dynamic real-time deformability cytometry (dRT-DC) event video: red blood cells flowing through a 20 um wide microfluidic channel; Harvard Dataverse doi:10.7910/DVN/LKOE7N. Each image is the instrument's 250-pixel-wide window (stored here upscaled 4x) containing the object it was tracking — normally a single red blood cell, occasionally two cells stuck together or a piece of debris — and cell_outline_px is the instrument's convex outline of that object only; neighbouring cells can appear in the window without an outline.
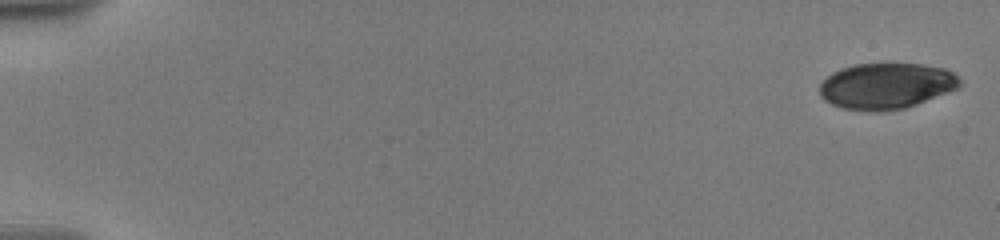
{"species": "human", "species_latin": "Homo sapiens", "temperature_condition": "warm", "stored_images_in_passage": 13, "camera_frame_rate_fps": 3000, "um_per_image_px": 0.085, "donor": {"sex": "male"}, "frame": {"image": 1, "passage_image": 1, "time_ms": 0.0, "image_size_px": [1000, 240], "cell_outline_px": [[960, 84], [956, 88], [916, 104], [904, 108], [884, 112], [868, 112], [844, 108], [832, 104], [824, 100], [820, 96], [820, 84], [832, 72], [840, 68], [852, 64], [920, 64], [944, 68], [952, 72], [960, 80]], "centroid_in_image_um": [75.28, 7.31], "position_along_channel_um": 9.7, "area_um2": 37.4}}
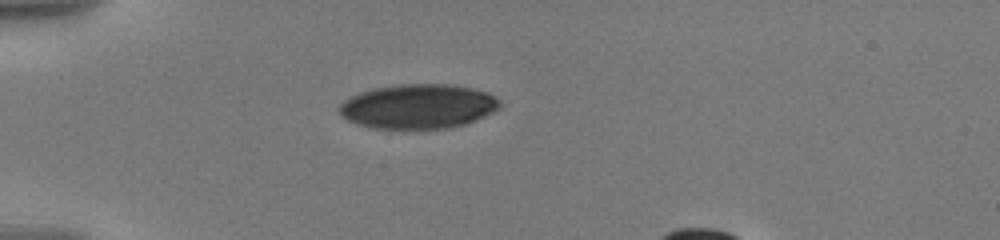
{"frame": {"image": 2, "passage_image": 11, "time_ms": 5.333, "image_size_px": [1000, 240], "cell_outline_px": [[500, 108], [476, 120], [452, 128], [372, 128], [356, 124], [340, 116], [336, 108], [344, 100], [360, 92], [372, 88], [400, 84], [448, 84], [472, 88], [488, 92], [496, 96], [500, 100]], "centroid_in_image_um": [35.53, 9.04], "position_along_channel_um": 49.5, "area_um2": 41.91}}
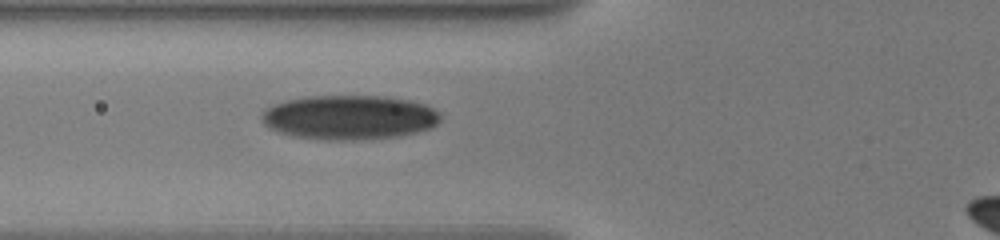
{"frame": {"image": 3, "passage_image": 13, "time_ms": 7.333, "image_size_px": [1000, 240], "cell_outline_px": [[440, 120], [436, 124], [428, 128], [416, 132], [396, 136], [340, 140], [328, 140], [296, 136], [280, 132], [268, 128], [260, 120], [260, 112], [264, 108], [288, 100], [304, 96], [384, 96], [408, 100], [424, 104], [440, 112]], "centroid_in_image_um": [29.64, 9.96], "position_along_channel_um": 96.2, "area_um2": 45.95}}